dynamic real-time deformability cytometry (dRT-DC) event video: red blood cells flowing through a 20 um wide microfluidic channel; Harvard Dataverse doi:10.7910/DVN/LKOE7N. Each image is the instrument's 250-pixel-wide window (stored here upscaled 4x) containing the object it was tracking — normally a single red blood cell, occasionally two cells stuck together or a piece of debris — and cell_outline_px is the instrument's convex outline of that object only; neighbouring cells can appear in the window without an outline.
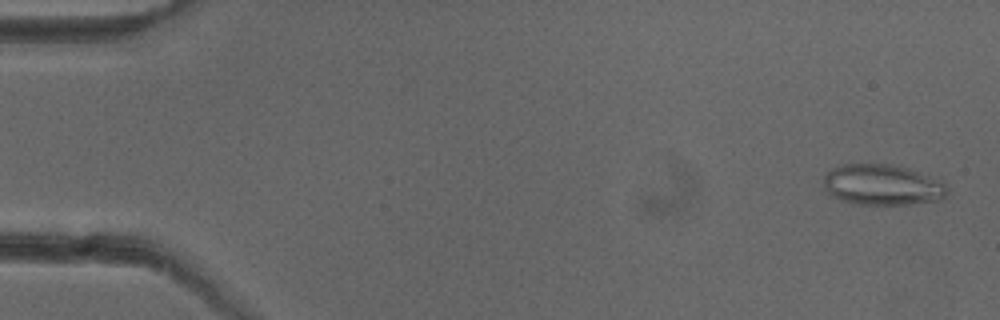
{"species": "common noctule bat (a hibernating species)", "species_latin": "Nyctalus noctula", "temperature_condition": "cold", "stored_images_in_passage": 52, "camera_frame_rate_fps": 3000, "um_per_image_px": 0.085, "animal": {"sex": "female"}, "frame": {"image": 1, "passage_image": 2, "time_ms": 0.333, "image_size_px": [1000, 320], "cell_outline_px": [[948, 192], [940, 200], [908, 204], [860, 204], [840, 200], [832, 196], [824, 188], [824, 176], [832, 168], [840, 164], [888, 164], [908, 168], [940, 180], [948, 188]], "centroid_in_image_um": [74.99, 15.71], "position_along_channel_um": 10.0, "area_um2": 29.25}}
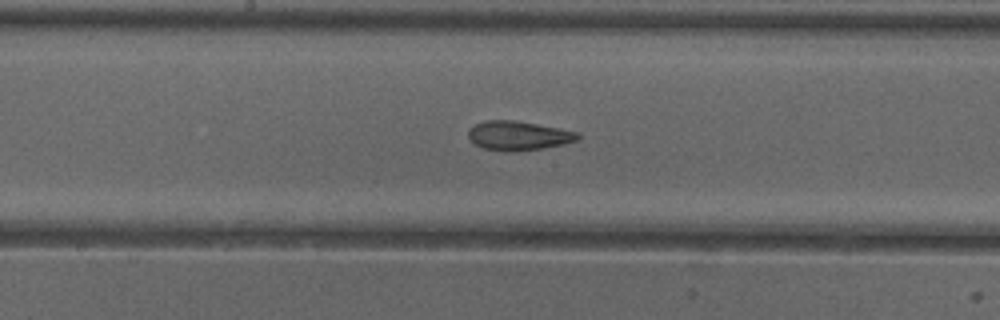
{"frame": {"image": 2, "passage_image": 27, "time_ms": 8.667, "image_size_px": [1000, 320], "cell_outline_px": [[580, 136], [576, 140], [564, 144], [544, 148], [484, 148], [476, 144], [468, 136], [468, 128], [484, 120], [512, 120], [560, 128], [580, 132]], "centroid_in_image_um": [44.1, 11.47], "position_along_channel_um": 204.1, "area_um2": 17.69}}
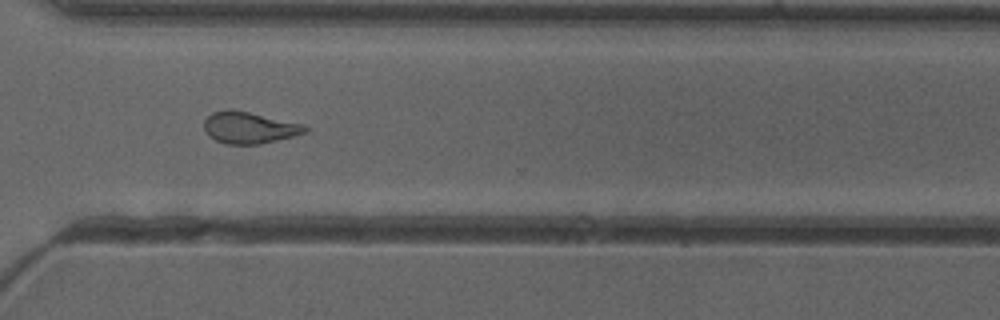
{"frame": {"image": 3, "passage_image": 38, "time_ms": 12.333, "image_size_px": [1000, 320], "cell_outline_px": [[308, 132], [260, 144], [224, 144], [208, 136], [204, 132], [204, 120], [212, 112], [224, 108], [232, 108], [304, 124], [308, 128]], "centroid_in_image_um": [21.14, 10.83], "position_along_channel_um": 349.5, "area_um2": 18.9}, "authors_computed_cell_mechanics": {"area_um2": 19.4786, "velocity_mm_per_s": 3.9784, "shape_relaxation_time_tau1_ms": null, "shape_relaxation_time_tau2_ms": 1.7892, "deformation_change_tau1": null, "deformation_change_tau2": 0.0902}}